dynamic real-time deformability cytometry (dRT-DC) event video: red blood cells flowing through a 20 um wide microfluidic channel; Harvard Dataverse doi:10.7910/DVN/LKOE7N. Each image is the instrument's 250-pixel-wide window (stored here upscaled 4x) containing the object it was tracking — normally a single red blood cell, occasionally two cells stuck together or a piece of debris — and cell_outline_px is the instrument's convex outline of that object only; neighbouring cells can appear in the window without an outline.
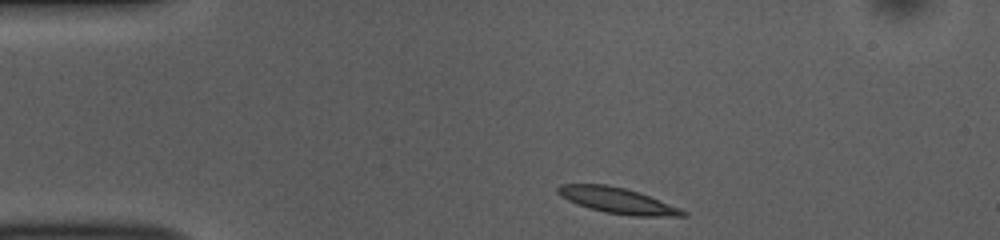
{"species": "common noctule bat (a hibernating species)", "species_latin": "Nyctalus noctula", "temperature_condition": "room temperature", "stored_images_in_passage": 44, "camera_frame_rate_fps": 3000, "um_per_image_px": 0.085, "animal": {"sex": "female", "body_mass_g": 10.0, "forearm_length_mm": 53.1}, "frame": {"image": 1, "passage_image": 1, "time_ms": 0.0, "image_size_px": [1000, 240], "cell_outline_px": [[688, 216], [632, 216], [604, 212], [588, 208], [576, 204], [560, 196], [556, 192], [556, 188], [560, 184], [608, 184], [640, 192], [680, 208], [688, 212]], "centroid_in_image_um": [52.47, 17.04], "position_along_channel_um": 32.5, "area_um2": 18.96}}
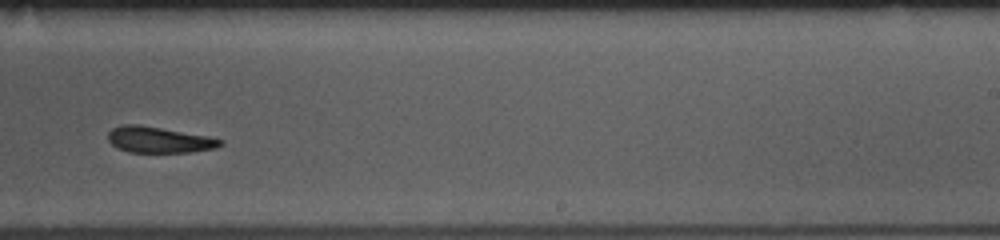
{"frame": {"image": 2, "passage_image": 24, "time_ms": 7.667, "image_size_px": [1000, 240], "cell_outline_px": [[224, 144], [216, 148], [188, 152], [128, 152], [116, 148], [108, 140], [108, 132], [112, 128], [124, 124], [140, 124], [208, 136], [224, 140]], "centroid_in_image_um": [13.5, 11.87], "position_along_channel_um": 275.5, "area_um2": 17.17}}
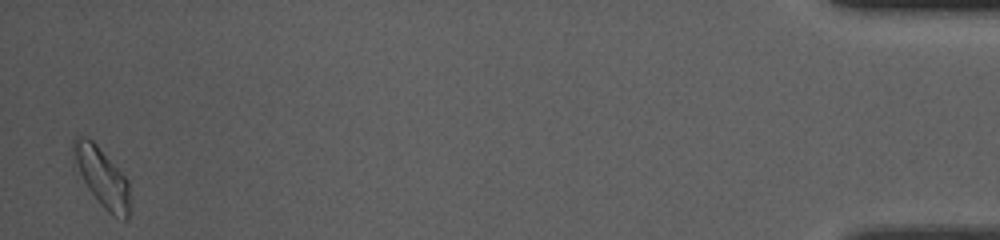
{"frame": {"image": 3, "passage_image": 43, "time_ms": 14.0, "image_size_px": [1000, 240], "cell_outline_px": [[128, 220], [124, 220], [112, 216], [100, 204], [88, 188], [80, 172], [72, 148], [72, 140], [76, 136], [84, 136], [92, 140], [96, 144], [128, 180]], "centroid_in_image_um": [8.67, 15.06], "position_along_channel_um": 426.5, "area_um2": 18.73}, "authors_computed_cell_mechanics": {"area_um2": 18.1492, "velocity_mm_per_s": 3.76, "shape_relaxation_time_tau1_ms": 3.6939, "shape_relaxation_time_tau2_ms": 3.2951, "deformation_change_tau1": 0.1668, "deformation_change_tau2": 0.1189}}